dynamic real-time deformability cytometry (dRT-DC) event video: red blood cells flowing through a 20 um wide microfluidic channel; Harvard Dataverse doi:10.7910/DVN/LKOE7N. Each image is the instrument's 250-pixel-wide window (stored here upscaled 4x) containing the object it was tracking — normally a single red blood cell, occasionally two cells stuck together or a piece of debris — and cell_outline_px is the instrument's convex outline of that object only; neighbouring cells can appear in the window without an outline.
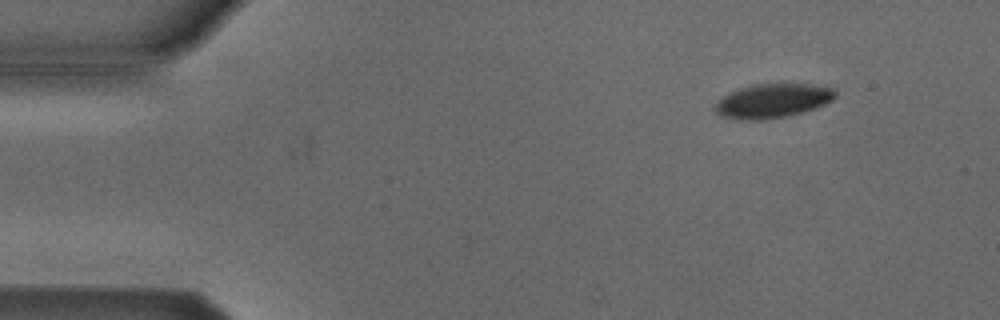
{"species": "Egyptian fruit bat (a non-hibernating species)", "species_latin": "Rousettus aegyptiacus", "temperature_condition": "cold", "stored_images_in_passage": 49, "camera_frame_rate_fps": 3000, "um_per_image_px": 0.085, "animal": {"sex": "male"}, "frame": {"image": 1, "passage_image": 2, "time_ms": 0.333, "image_size_px": [1000, 320], "cell_outline_px": [[836, 96], [832, 100], [824, 104], [804, 112], [788, 116], [760, 120], [736, 120], [720, 116], [716, 112], [716, 104], [728, 92], [752, 84], [808, 84], [832, 88], [836, 92]], "centroid_in_image_um": [65.66, 8.58], "position_along_channel_um": 19.3, "area_um2": 23.87}}
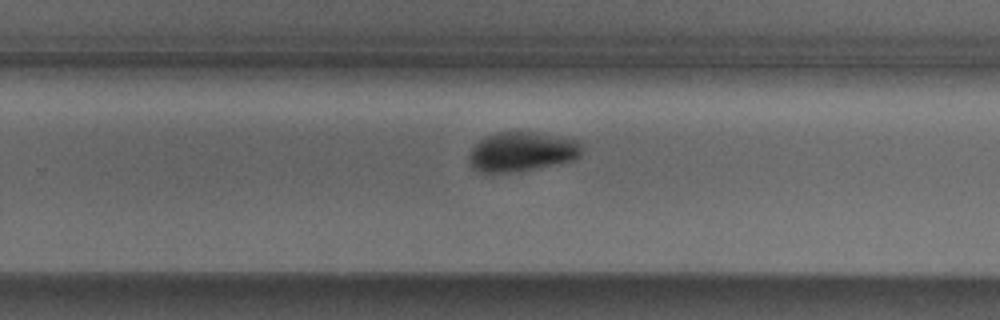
{"frame": {"image": 2, "passage_image": 30, "time_ms": 9.667, "image_size_px": [1000, 320], "cell_outline_px": [[584, 148], [580, 156], [576, 160], [560, 164], [516, 172], [480, 172], [472, 168], [468, 160], [468, 156], [472, 148], [484, 136], [500, 132], [532, 132], [560, 136], [580, 140]], "centroid_in_image_um": [44.41, 12.9], "position_along_channel_um": 285.4, "area_um2": 26.47}}
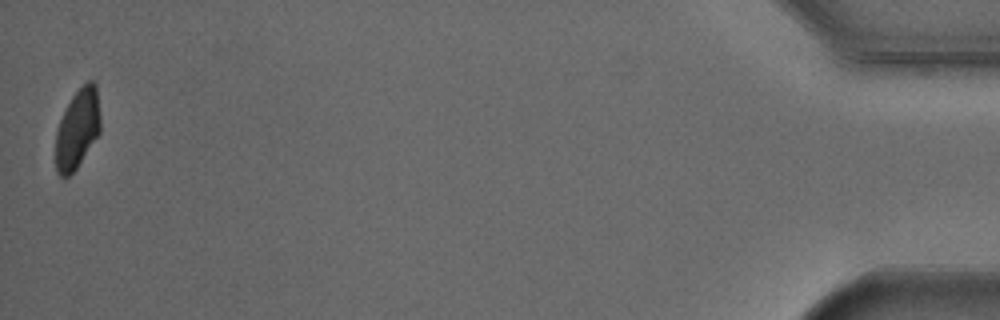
{"frame": {"image": 3, "passage_image": 49, "time_ms": 16.0, "image_size_px": [1000, 320], "cell_outline_px": [[100, 132], [76, 168], [68, 176], [60, 176], [56, 172], [56, 132], [60, 120], [72, 96], [88, 80], [92, 80], [96, 84], [100, 116]], "centroid_in_image_um": [6.59, 10.94], "position_along_channel_um": 428.6, "area_um2": 20.4}, "authors_computed_cell_mechanics": {"area_um2": 25.6632, "velocity_mm_per_s": 3.8155, "shape_relaxation_time_tau1_ms": 2.4013, "shape_relaxation_time_tau2_ms": null, "deformation_change_tau1": 0.0701, "deformation_change_tau2": null}}